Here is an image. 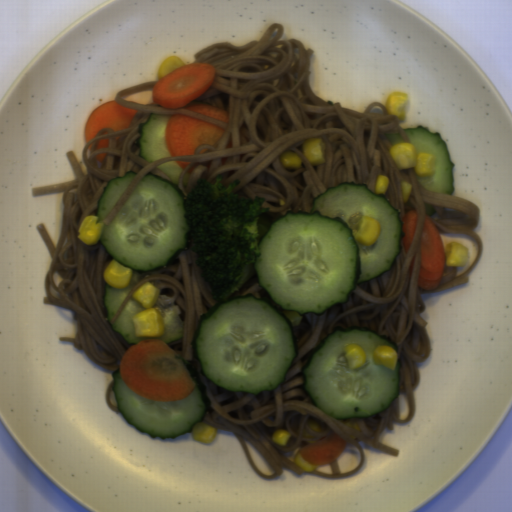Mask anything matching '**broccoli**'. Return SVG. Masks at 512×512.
Wrapping results in <instances>:
<instances>
[{"mask_svg": "<svg viewBox=\"0 0 512 512\" xmlns=\"http://www.w3.org/2000/svg\"><path fill=\"white\" fill-rule=\"evenodd\" d=\"M225 176L218 173L214 183L199 179L185 197L184 215L191 227L189 250L197 254L196 265L218 302L227 301L257 272V257L263 255L260 242L274 221L265 197L238 199L233 190L242 180L223 187Z\"/></svg>", "mask_w": 512, "mask_h": 512, "instance_id": "broccoli-1", "label": "broccoli"}]
</instances>
